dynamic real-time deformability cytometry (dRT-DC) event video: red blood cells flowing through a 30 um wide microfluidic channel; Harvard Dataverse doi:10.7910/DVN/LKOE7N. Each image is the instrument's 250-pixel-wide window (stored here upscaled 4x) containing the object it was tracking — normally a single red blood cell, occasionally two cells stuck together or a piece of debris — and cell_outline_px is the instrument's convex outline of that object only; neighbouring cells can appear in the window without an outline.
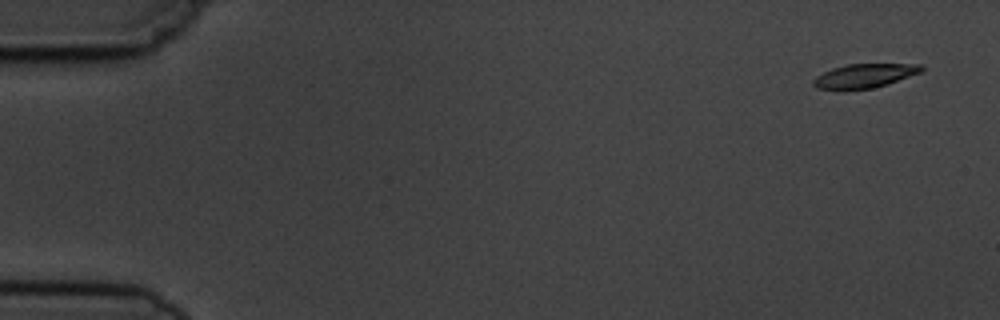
{"species": "common noctule bat (a hibernating species)", "species_latin": "Nyctalus noctula", "temperature_condition": "cold", "stored_images_in_passage": 4, "camera_frame_rate_fps": 3000, "um_per_image_px": 0.085, "animal": {"sex": "male", "body_mass_g": 19.5, "forearm_length_mm": 54.6}, "frame": {"image": 1, "passage_image": 1, "time_ms": 0.0, "image_size_px": [1000, 320], "cell_outline_px": [[924, 68], [920, 72], [888, 84], [872, 88], [840, 92], [816, 88], [812, 84], [812, 80], [816, 76], [832, 68], [848, 64], [924, 64]], "centroid_in_image_um": [73.41, 6.48], "position_along_channel_um": 11.6, "area_um2": 15.55}}